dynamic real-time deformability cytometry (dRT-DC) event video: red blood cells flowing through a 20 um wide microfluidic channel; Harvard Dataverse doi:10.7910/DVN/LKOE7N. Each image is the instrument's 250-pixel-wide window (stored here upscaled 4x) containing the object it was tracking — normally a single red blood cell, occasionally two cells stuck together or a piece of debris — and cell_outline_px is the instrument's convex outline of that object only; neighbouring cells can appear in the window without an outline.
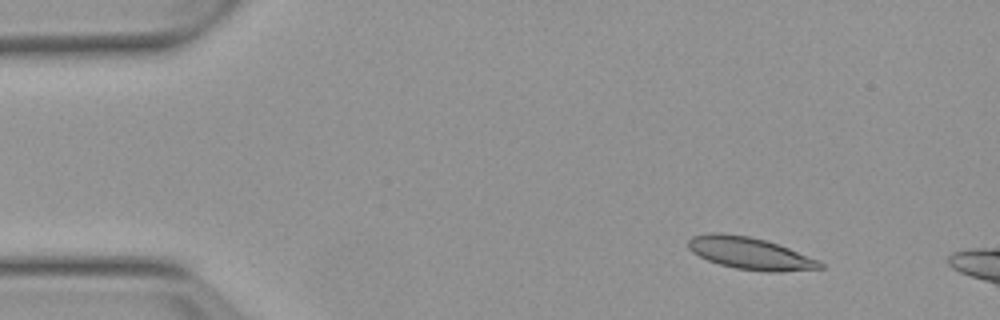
{"species": "Egyptian fruit bat (a non-hibernating species)", "species_latin": "Rousettus aegyptiacus", "temperature_condition": "warm", "stored_images_in_passage": 7, "camera_frame_rate_fps": 3000, "um_per_image_px": 0.085, "animal": {"sex": "female"}, "frame": {"image": 1, "passage_image": 2, "time_ms": 1.333, "image_size_px": [1000, 320], "cell_outline_px": [[824, 268], [780, 272], [768, 272], [736, 268], [720, 264], [708, 260], [692, 252], [688, 248], [688, 240], [692, 236], [708, 232], [720, 232], [748, 236], [764, 240], [788, 248], [820, 260], [824, 264]], "centroid_in_image_um": [63.75, 21.53], "position_along_channel_um": 21.2, "area_um2": 24.62}}
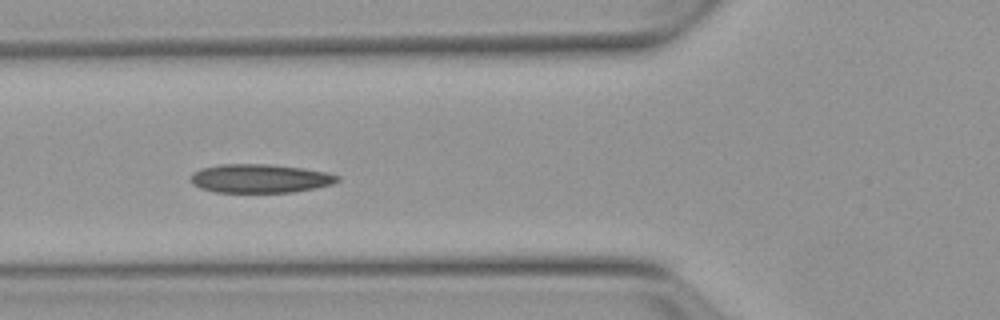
{"frame": {"image": 2, "passage_image": 5, "time_ms": 5.667, "image_size_px": [1000, 320], "cell_outline_px": [[340, 180], [332, 184], [316, 188], [292, 192], [216, 192], [200, 188], [192, 184], [192, 172], [200, 168], [220, 164], [268, 164], [304, 168], [328, 172], [340, 176]], "centroid_in_image_um": [22.12, 15.16], "position_along_channel_um": 103.7, "area_um2": 24.68}}
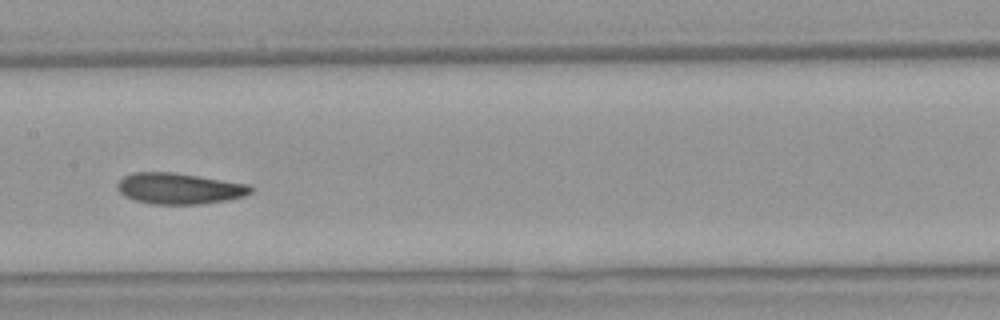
{"frame": {"image": 3, "passage_image": 7, "time_ms": 8.0, "image_size_px": [1000, 320], "cell_outline_px": [[252, 192], [244, 196], [228, 200], [200, 204], [152, 204], [136, 200], [124, 196], [116, 188], [116, 184], [124, 176], [132, 172], [172, 172], [248, 184], [252, 188]], "centroid_in_image_um": [15.21, 16.02], "position_along_channel_um": 192.2, "area_um2": 24.04}}